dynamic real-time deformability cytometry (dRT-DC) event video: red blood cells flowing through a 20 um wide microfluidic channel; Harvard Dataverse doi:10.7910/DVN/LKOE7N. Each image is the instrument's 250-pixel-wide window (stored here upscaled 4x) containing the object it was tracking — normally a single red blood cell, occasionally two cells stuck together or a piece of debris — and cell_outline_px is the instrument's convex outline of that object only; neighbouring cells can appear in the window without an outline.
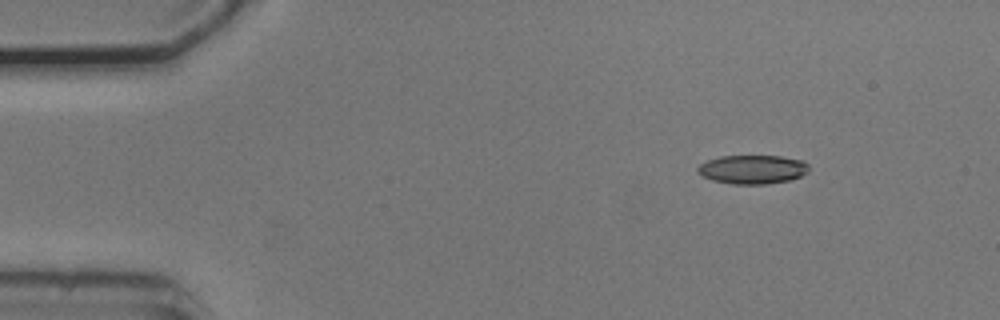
{"species": "common noctule bat (a hibernating species)", "species_latin": "Nyctalus noctula", "temperature_condition": "cold", "stored_images_in_passage": 49, "camera_frame_rate_fps": 3000, "um_per_image_px": 0.085, "animal": {"sex": "male", "body_mass_g": 20.5, "forearm_length_mm": 52.5}, "frame": {"image": 1, "passage_image": 1, "time_ms": 0.0, "image_size_px": [1000, 320], "cell_outline_px": [[808, 172], [800, 176], [788, 180], [764, 184], [732, 184], [712, 180], [704, 176], [696, 168], [700, 164], [708, 160], [720, 156], [780, 156], [804, 160], [808, 164]], "centroid_in_image_um": [63.98, 14.39], "position_along_channel_um": 21.0, "area_um2": 18.55}}